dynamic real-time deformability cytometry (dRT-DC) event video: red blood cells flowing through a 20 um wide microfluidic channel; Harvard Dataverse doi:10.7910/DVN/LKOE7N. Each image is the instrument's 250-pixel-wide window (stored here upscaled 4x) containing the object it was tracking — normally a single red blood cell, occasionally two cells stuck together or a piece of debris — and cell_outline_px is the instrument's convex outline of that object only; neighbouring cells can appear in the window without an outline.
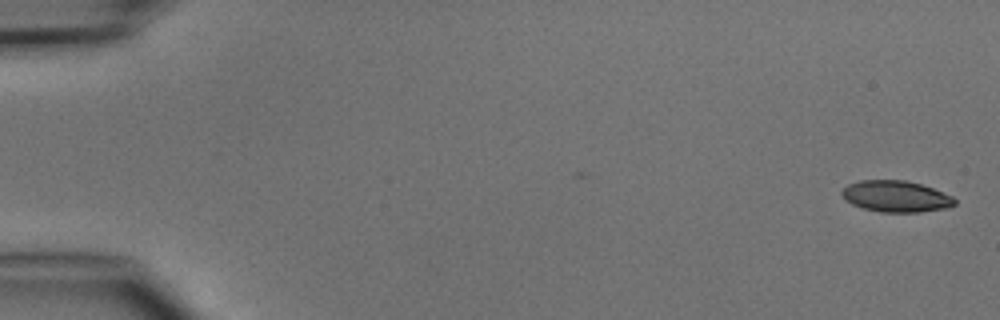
{"species": "common noctule bat (a hibernating species)", "species_latin": "Nyctalus noctula", "temperature_condition": "cold", "stored_images_in_passage": 4, "camera_frame_rate_fps": 3000, "um_per_image_px": 0.085, "animal": {"sex": "male", "body_mass_g": 15.6}, "frame": {"image": 1, "passage_image": 1, "time_ms": 0.0, "image_size_px": [1000, 320], "cell_outline_px": [[956, 204], [948, 208], [920, 212], [880, 212], [864, 208], [852, 204], [844, 200], [840, 192], [848, 184], [860, 180], [904, 180], [920, 184], [932, 188], [952, 196], [956, 200]], "centroid_in_image_um": [76.14, 16.69], "position_along_channel_um": 8.9, "area_um2": 20.63}}